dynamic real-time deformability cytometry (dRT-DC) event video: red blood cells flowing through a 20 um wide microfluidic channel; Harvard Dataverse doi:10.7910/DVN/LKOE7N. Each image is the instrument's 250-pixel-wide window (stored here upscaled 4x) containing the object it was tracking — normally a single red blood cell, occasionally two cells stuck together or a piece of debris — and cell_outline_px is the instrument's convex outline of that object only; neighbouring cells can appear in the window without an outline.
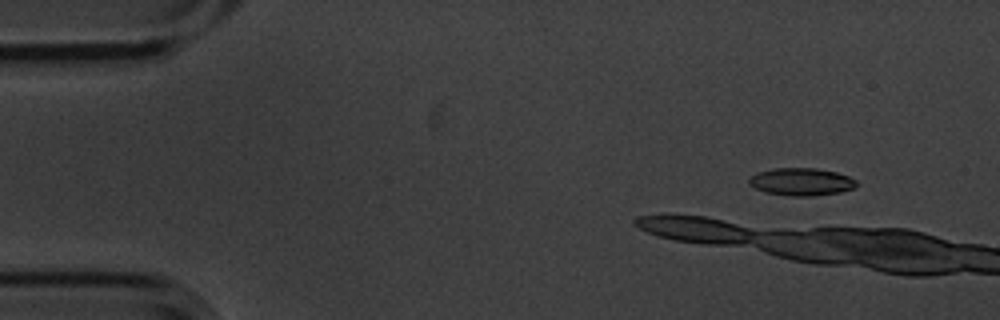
{"species": "common noctule bat (a hibernating species)", "species_latin": "Nyctalus noctula", "temperature_condition": "cold", "stored_images_in_passage": 4, "camera_frame_rate_fps": 3000, "um_per_image_px": 0.085, "animal": {"sex": "male", "body_mass_g": 20.1, "forearm_length_mm": 53.5}, "frame": {"image": 1, "passage_image": 1, "time_ms": 0.0, "image_size_px": [1000, 320], "cell_outline_px": [[856, 188], [840, 192], [812, 196], [788, 196], [764, 192], [748, 184], [748, 180], [756, 172], [772, 168], [816, 168], [836, 172], [848, 176], [856, 180]], "centroid_in_image_um": [68.1, 15.45], "position_along_channel_um": 16.9, "area_um2": 17.4}}